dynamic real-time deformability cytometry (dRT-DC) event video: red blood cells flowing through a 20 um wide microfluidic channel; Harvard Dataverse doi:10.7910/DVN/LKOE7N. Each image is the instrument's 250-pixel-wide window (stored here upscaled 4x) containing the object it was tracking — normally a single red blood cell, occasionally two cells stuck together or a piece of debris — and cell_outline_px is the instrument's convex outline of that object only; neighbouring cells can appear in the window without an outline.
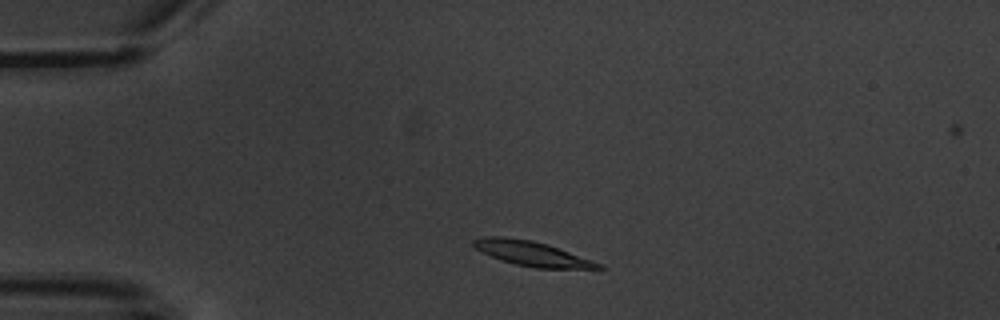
{"species": "common noctule bat (a hibernating species)", "species_latin": "Nyctalus noctula", "temperature_condition": "warm", "stored_images_in_passage": 4, "camera_frame_rate_fps": 3000, "um_per_image_px": 0.085, "animal": {"sex": "male", "body_mass_g": 20.1, "forearm_length_mm": 53.5}, "frame": {"image": 1, "passage_image": 2, "time_ms": 1.333, "image_size_px": [1000, 320], "cell_outline_px": [[604, 268], [536, 268], [516, 264], [500, 260], [476, 248], [472, 244], [472, 240], [488, 236], [500, 236], [532, 240], [548, 244], [592, 260], [600, 264]], "centroid_in_image_um": [45.19, 21.54], "position_along_channel_um": 39.8, "area_um2": 17.63}}